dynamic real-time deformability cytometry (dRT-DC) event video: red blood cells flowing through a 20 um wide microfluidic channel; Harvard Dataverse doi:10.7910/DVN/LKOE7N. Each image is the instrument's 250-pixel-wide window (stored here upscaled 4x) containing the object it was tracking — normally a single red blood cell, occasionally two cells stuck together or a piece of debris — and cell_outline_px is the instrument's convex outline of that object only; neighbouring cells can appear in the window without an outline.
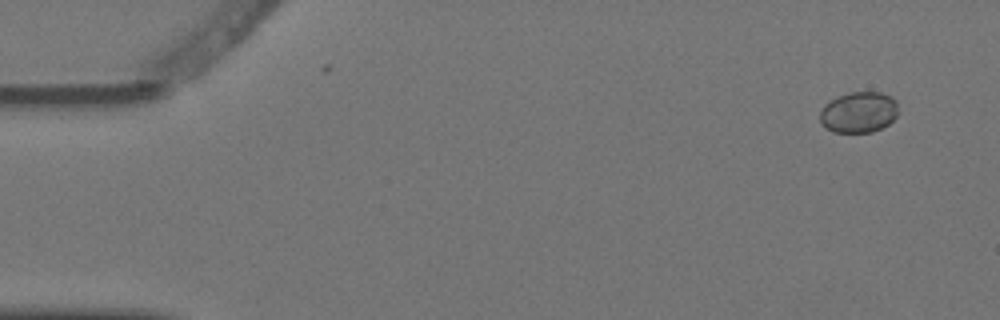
{"species": "Egyptian fruit bat (a non-hibernating species)", "species_latin": "Rousettus aegyptiacus", "temperature_condition": "warm", "stored_images_in_passage": 7, "camera_frame_rate_fps": 3000, "um_per_image_px": 0.085, "animal": {"sex": "female"}, "frame": {"image": 1, "passage_image": 1, "time_ms": 0.0, "image_size_px": [1000, 320], "cell_outline_px": [[896, 116], [888, 124], [872, 132], [832, 132], [820, 120], [820, 112], [824, 104], [828, 100], [836, 96], [848, 92], [880, 92], [892, 96], [896, 100]], "centroid_in_image_um": [72.97, 9.52], "position_along_channel_um": 12.0, "area_um2": 18.67}}
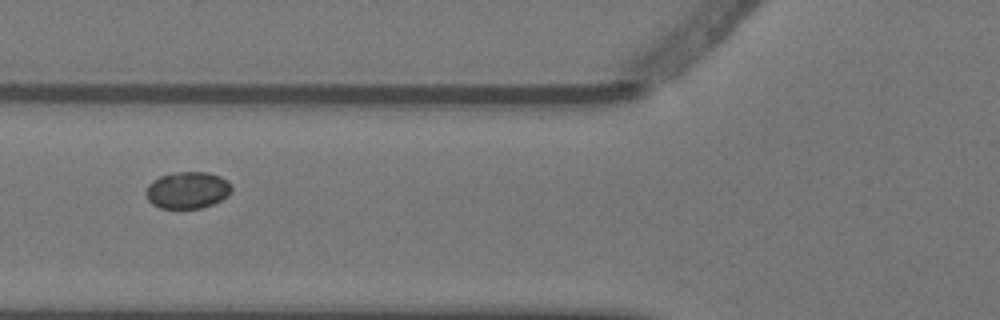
{"frame": {"image": 2, "passage_image": 6, "time_ms": 1.667, "image_size_px": [1000, 320], "cell_outline_px": [[232, 192], [228, 196], [212, 204], [200, 208], [160, 208], [152, 204], [148, 200], [144, 192], [148, 184], [152, 180], [160, 176], [176, 172], [208, 172], [220, 176], [228, 180], [232, 184]], "centroid_in_image_um": [15.94, 16.15], "position_along_channel_um": 109.9, "area_um2": 18.61}}
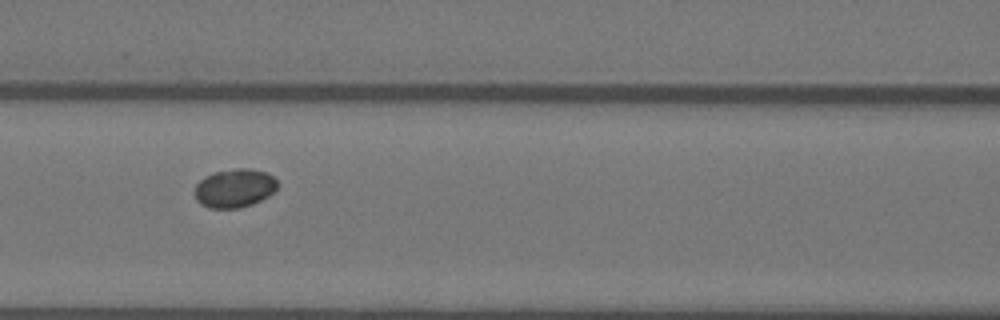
{"frame": {"image": 3, "passage_image": 7, "time_ms": 2.0, "image_size_px": [1000, 320], "cell_outline_px": [[276, 188], [268, 196], [252, 204], [240, 208], [208, 208], [200, 204], [196, 200], [196, 184], [204, 176], [212, 172], [236, 168], [248, 168], [268, 172], [276, 180]], "centroid_in_image_um": [19.91, 15.98], "position_along_channel_um": 146.7, "area_um2": 18.67}}